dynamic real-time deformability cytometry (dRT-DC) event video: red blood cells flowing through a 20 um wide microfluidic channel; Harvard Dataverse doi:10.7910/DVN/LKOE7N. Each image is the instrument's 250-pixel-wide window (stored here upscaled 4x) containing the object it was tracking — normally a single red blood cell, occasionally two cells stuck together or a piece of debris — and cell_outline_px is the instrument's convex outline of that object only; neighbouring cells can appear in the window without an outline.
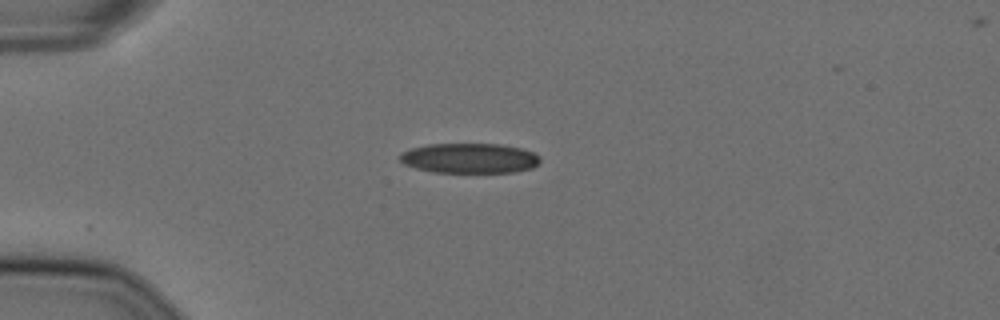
{"species": "Egyptian fruit bat (a non-hibernating species)", "species_latin": "Rousettus aegyptiacus", "temperature_condition": "cold", "stored_images_in_passage": 5, "camera_frame_rate_fps": 3000, "um_per_image_px": 0.085, "animal": {"sex": "female"}, "frame": {"image": 1, "passage_image": 1, "time_ms": 0.0, "image_size_px": [1000, 320], "cell_outline_px": [[540, 160], [532, 168], [512, 172], [432, 172], [416, 168], [404, 164], [400, 160], [400, 152], [412, 148], [428, 144], [500, 144], [520, 148], [532, 152], [540, 156]], "centroid_in_image_um": [39.88, 13.44], "position_along_channel_um": 45.1, "area_um2": 24.39}}